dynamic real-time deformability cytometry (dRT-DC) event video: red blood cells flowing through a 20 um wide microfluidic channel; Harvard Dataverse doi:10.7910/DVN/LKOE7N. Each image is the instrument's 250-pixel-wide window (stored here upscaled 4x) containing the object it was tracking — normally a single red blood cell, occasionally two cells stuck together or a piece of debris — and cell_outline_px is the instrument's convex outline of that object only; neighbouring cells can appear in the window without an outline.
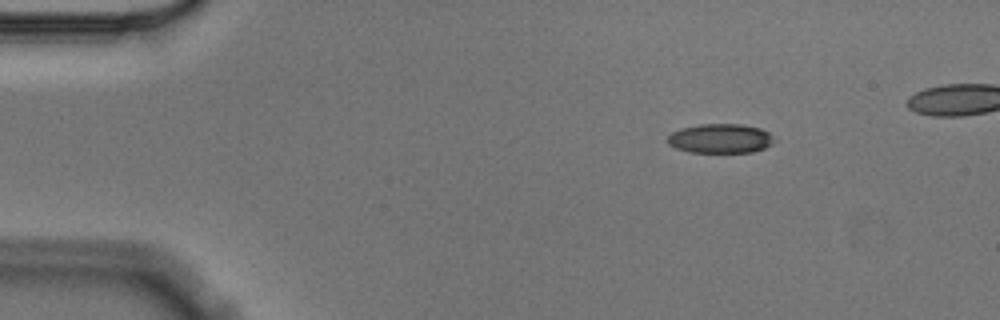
{"species": "Egyptian fruit bat (a non-hibernating species)", "species_latin": "Rousettus aegyptiacus", "temperature_condition": "cold", "stored_images_in_passage": 6, "camera_frame_rate_fps": 3000, "um_per_image_px": 0.085, "animal": {"sex": "male"}, "frame": {"image": 1, "passage_image": 1, "time_ms": 0.0, "image_size_px": [1000, 320], "cell_outline_px": [[772, 144], [764, 148], [752, 152], [688, 152], [676, 148], [668, 144], [664, 140], [672, 132], [680, 128], [700, 124], [740, 124], [760, 128], [768, 132], [772, 136]], "centroid_in_image_um": [61.17, 11.77], "position_along_channel_um": 23.8, "area_um2": 18.26}}
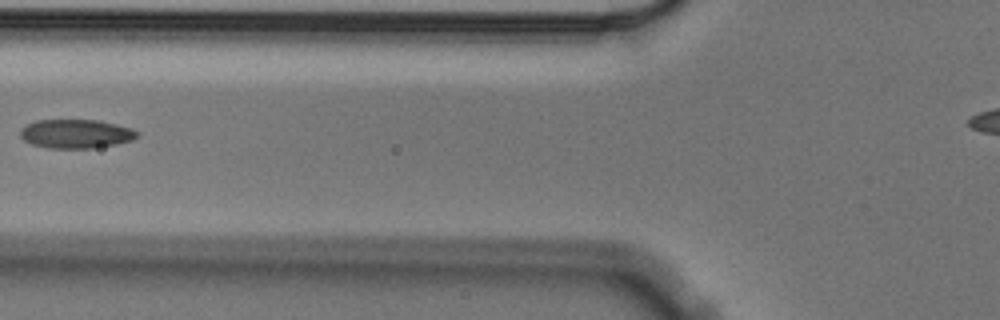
{"frame": {"image": 2, "passage_image": 5, "time_ms": 1.333, "image_size_px": [1000, 320], "cell_outline_px": [[140, 136], [132, 140], [116, 144], [92, 148], [48, 148], [32, 144], [24, 140], [20, 136], [20, 128], [36, 120], [96, 120], [116, 124], [132, 128], [140, 132]], "centroid_in_image_um": [6.48, 11.37], "position_along_channel_um": 119.3, "area_um2": 19.77}}
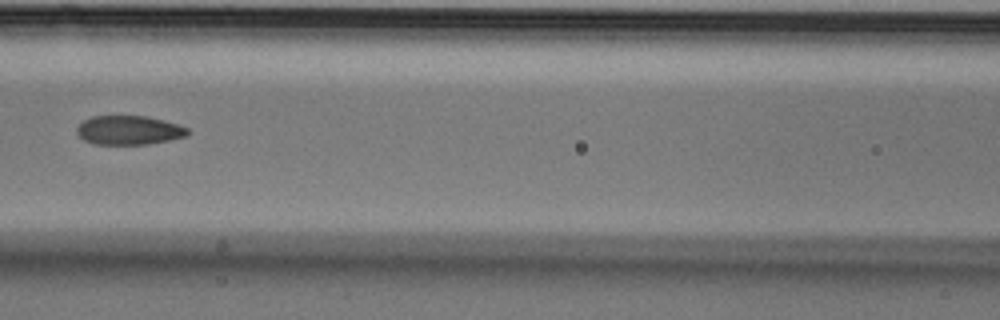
{"frame": {"image": 3, "passage_image": 6, "time_ms": 1.667, "image_size_px": [1000, 320], "cell_outline_px": [[192, 132], [188, 136], [148, 144], [96, 144], [84, 140], [76, 132], [76, 128], [84, 120], [92, 116], [148, 116], [164, 120], [188, 128]], "centroid_in_image_um": [10.99, 11.06], "position_along_channel_um": 155.6, "area_um2": 18.79}}